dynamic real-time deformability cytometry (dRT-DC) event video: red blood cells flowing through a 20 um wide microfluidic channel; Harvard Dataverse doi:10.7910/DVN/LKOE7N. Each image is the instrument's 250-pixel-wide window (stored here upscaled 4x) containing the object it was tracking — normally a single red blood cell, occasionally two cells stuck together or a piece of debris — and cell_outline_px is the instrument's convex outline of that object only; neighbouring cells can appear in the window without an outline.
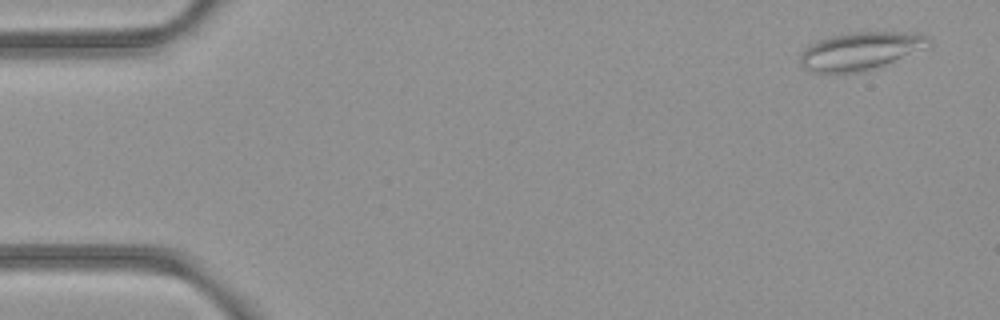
{"species": "common noctule bat (a hibernating species)", "species_latin": "Nyctalus noctula", "temperature_condition": "room temperature", "stored_images_in_passage": 9, "camera_frame_rate_fps": 3000, "um_per_image_px": 0.085, "animal": {"sex": "female", "body_mass_g": 21.9}, "frame": {"image": 1, "passage_image": 1, "time_ms": 0.0, "image_size_px": [1000, 320], "cell_outline_px": [[932, 40], [884, 64], [860, 72], [808, 72], [800, 64], [800, 52], [804, 48], [816, 40], [832, 36], [856, 32], [916, 32], [928, 36]], "centroid_in_image_um": [72.97, 4.32], "position_along_channel_um": 12.0, "area_um2": 27.34}}
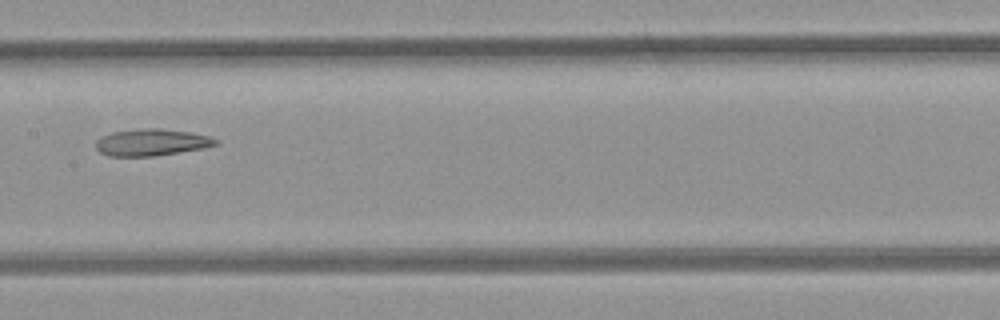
{"frame": {"image": 2, "passage_image": 8, "time_ms": 2.333, "image_size_px": [1000, 320], "cell_outline_px": [[220, 140], [216, 144], [204, 148], [156, 156], [108, 156], [100, 152], [96, 148], [96, 140], [100, 136], [112, 132], [140, 128], [160, 128], [192, 132], [208, 136]], "centroid_in_image_um": [12.87, 12.09], "position_along_channel_um": 194.5, "area_um2": 18.9}}
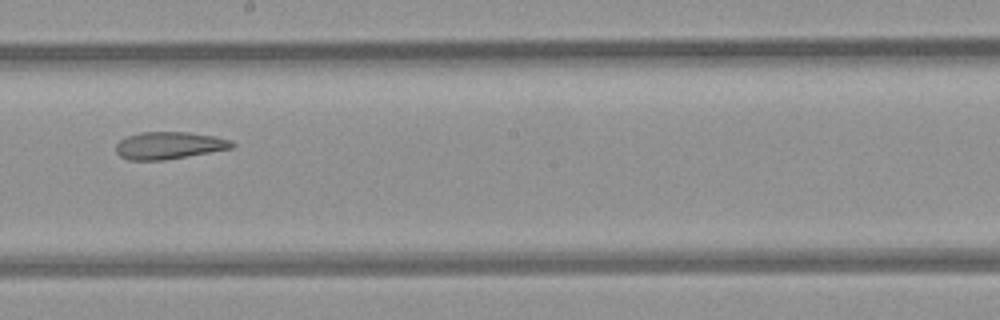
{"frame": {"image": 3, "passage_image": 9, "time_ms": 2.667, "image_size_px": [1000, 320], "cell_outline_px": [[236, 144], [232, 148], [164, 160], [128, 160], [120, 156], [116, 152], [116, 144], [120, 140], [128, 136], [140, 132], [188, 132], [212, 136], [232, 140]], "centroid_in_image_um": [14.36, 12.36], "position_along_channel_um": 233.8, "area_um2": 18.32}}